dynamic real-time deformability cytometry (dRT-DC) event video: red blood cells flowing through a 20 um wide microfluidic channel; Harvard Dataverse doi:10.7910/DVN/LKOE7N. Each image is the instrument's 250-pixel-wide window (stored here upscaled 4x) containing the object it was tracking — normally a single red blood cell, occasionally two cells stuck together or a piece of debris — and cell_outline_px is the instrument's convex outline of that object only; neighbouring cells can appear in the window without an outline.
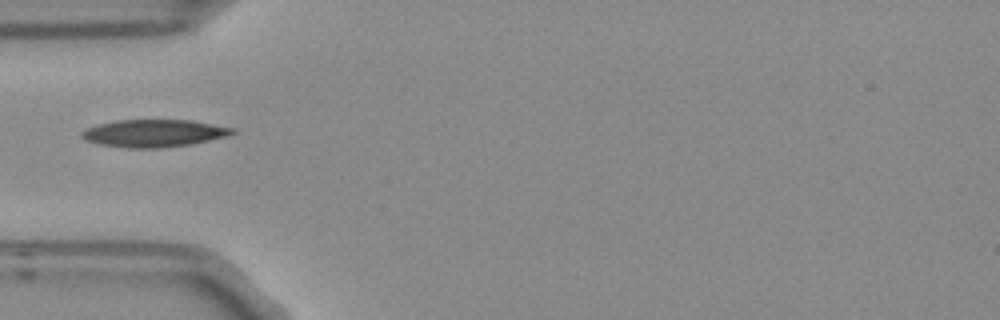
{"species": "Egyptian fruit bat (a non-hibernating species)", "species_latin": "Rousettus aegyptiacus", "temperature_condition": "room temperature", "stored_images_in_passage": 2, "camera_frame_rate_fps": 3000, "um_per_image_px": 0.085, "frame": {"image": 1, "passage_image": 1, "time_ms": 0.0, "image_size_px": [1000, 320], "cell_outline_px": [[236, 132], [228, 136], [188, 144], [160, 148], [128, 148], [100, 144], [84, 140], [80, 136], [80, 132], [88, 128], [100, 124], [116, 120], [192, 120], [236, 128]], "centroid_in_image_um": [13.09, 11.32], "position_along_channel_um": 71.9, "area_um2": 24.04}}